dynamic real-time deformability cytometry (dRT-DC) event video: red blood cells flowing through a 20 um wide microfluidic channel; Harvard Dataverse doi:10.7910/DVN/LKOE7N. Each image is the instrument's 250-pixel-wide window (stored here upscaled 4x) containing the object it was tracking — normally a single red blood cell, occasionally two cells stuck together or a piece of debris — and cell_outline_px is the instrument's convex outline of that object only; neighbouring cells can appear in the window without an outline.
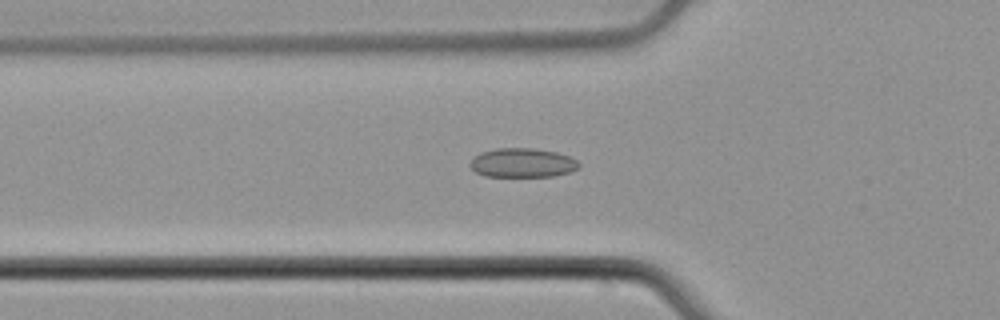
{"species": "common noctule bat (a hibernating species)", "species_latin": "Nyctalus noctula", "temperature_condition": "cold", "stored_images_in_passage": 51, "camera_frame_rate_fps": 3000, "um_per_image_px": 0.085, "animal": {"sex": "male", "body_mass_g": 21.5, "forearm_length_mm": 52.0}, "frame": {"image": 1, "passage_image": 17, "time_ms": 5.333, "image_size_px": [1000, 320], "cell_outline_px": [[580, 168], [572, 172], [552, 176], [484, 176], [476, 172], [468, 164], [480, 152], [496, 148], [532, 148], [556, 152], [568, 156], [576, 160], [580, 164]], "centroid_in_image_um": [44.42, 13.84], "position_along_channel_um": 81.4, "area_um2": 18.5}}
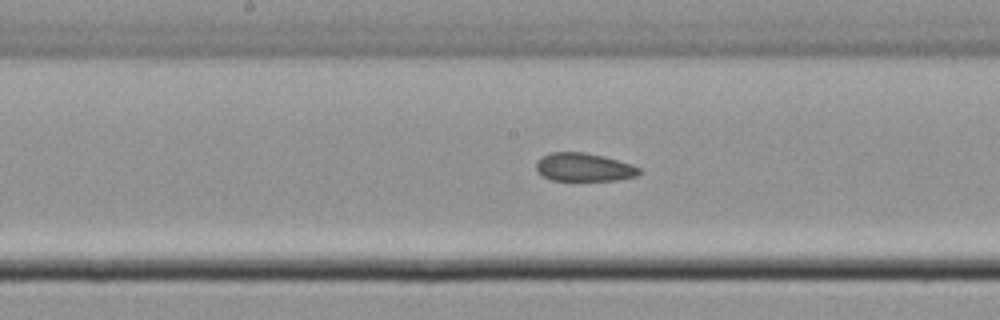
{"frame": {"image": 2, "passage_image": 26, "time_ms": 8.333, "image_size_px": [1000, 320], "cell_outline_px": [[640, 172], [636, 176], [616, 180], [552, 180], [540, 176], [536, 172], [536, 160], [540, 156], [548, 152], [584, 152], [604, 156], [640, 168]], "centroid_in_image_um": [49.53, 14.21], "position_along_channel_um": 198.7, "area_um2": 17.05}}
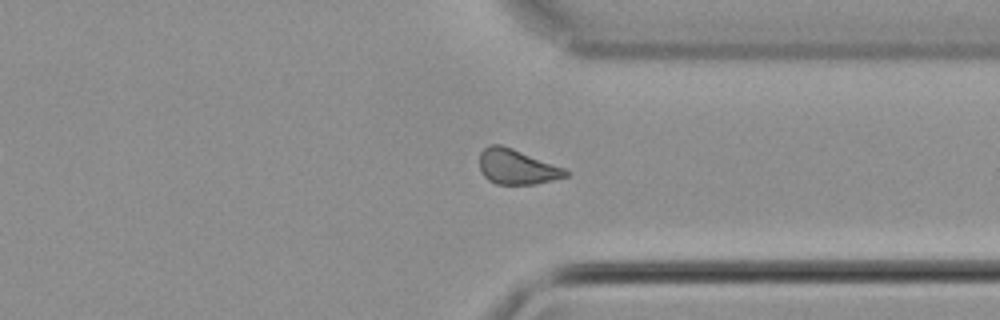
{"frame": {"image": 3, "passage_image": 39, "time_ms": 12.667, "image_size_px": [1000, 320], "cell_outline_px": [[568, 176], [536, 184], [496, 184], [488, 180], [480, 172], [480, 152], [488, 144], [500, 144], [512, 148], [564, 168], [568, 172]], "centroid_in_image_um": [43.89, 14.18], "position_along_channel_um": 367.5, "area_um2": 17.51}, "authors_computed_cell_mechanics": {"area_um2": 17.8602, "velocity_mm_per_s": 3.9021, "shape_relaxation_time_tau1_ms": null, "shape_relaxation_time_tau2_ms": 4.5225, "deformation_change_tau1": null, "deformation_change_tau2": 0.0734}}